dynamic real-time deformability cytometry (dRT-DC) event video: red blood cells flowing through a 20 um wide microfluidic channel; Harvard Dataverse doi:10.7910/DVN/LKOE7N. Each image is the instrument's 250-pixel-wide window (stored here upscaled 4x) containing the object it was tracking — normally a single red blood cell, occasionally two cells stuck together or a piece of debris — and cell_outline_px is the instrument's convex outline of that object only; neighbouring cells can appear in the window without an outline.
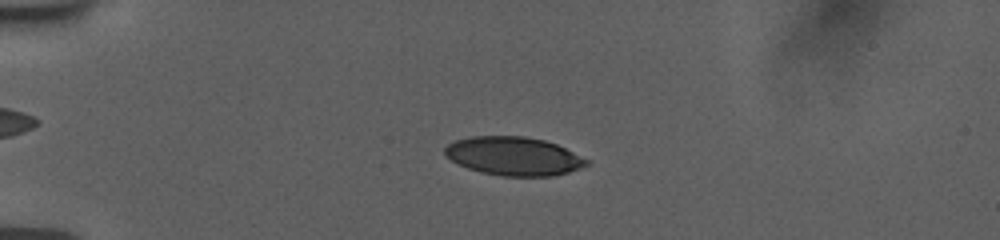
{"species": "human", "species_latin": "Homo sapiens", "temperature_condition": "room temperature", "stored_images_in_passage": 55, "camera_frame_rate_fps": 3000, "um_per_image_px": 0.085, "donor": {"sex": "female"}, "frame": {"image": 1, "passage_image": 14, "time_ms": 4.333, "image_size_px": [1000, 240], "cell_outline_px": [[588, 164], [580, 168], [568, 172], [552, 176], [504, 176], [480, 172], [468, 168], [444, 156], [444, 148], [448, 144], [456, 140], [472, 136], [524, 136], [544, 140], [556, 144], [588, 160]], "centroid_in_image_um": [43.63, 13.27], "position_along_channel_um": 41.4, "area_um2": 31.62}}
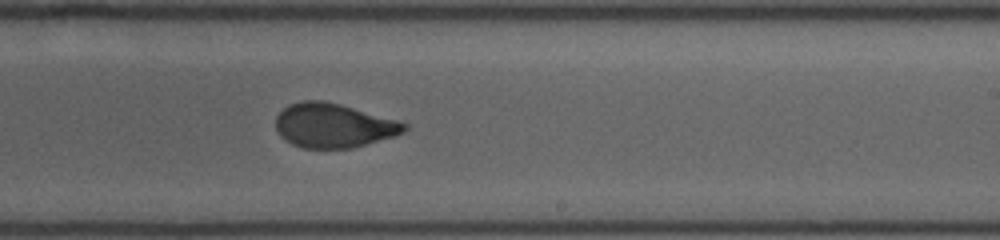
{"frame": {"image": 2, "passage_image": 35, "time_ms": 11.333, "image_size_px": [1000, 240], "cell_outline_px": [[408, 128], [404, 132], [392, 136], [352, 148], [304, 148], [292, 144], [284, 140], [280, 136], [276, 128], [276, 116], [288, 104], [304, 100], [324, 100], [340, 104], [400, 120], [408, 124]], "centroid_in_image_um": [28.34, 10.65], "position_along_channel_um": 260.7, "area_um2": 33.23}}
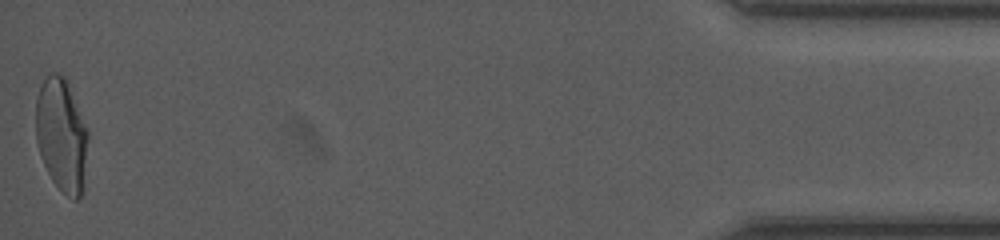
{"frame": {"image": 3, "passage_image": 55, "time_ms": 18.0, "image_size_px": [1000, 240], "cell_outline_px": [[88, 140], [80, 196], [76, 200], [72, 200], [52, 180], [40, 156], [36, 140], [36, 100], [40, 88], [48, 72], [60, 72], [68, 80], [88, 132]], "centroid_in_image_um": [5.21, 11.4], "position_along_channel_um": 430.0, "area_um2": 34.22}, "authors_computed_cell_mechanics": {"area_um2": 33.2928, "velocity_mm_per_s": 3.7694, "shape_relaxation_time_tau1_ms": 5.7651, "shape_relaxation_time_tau2_ms": 1.1219, "deformation_change_tau1": 0.1905, "deformation_change_tau2": 0.0674}}